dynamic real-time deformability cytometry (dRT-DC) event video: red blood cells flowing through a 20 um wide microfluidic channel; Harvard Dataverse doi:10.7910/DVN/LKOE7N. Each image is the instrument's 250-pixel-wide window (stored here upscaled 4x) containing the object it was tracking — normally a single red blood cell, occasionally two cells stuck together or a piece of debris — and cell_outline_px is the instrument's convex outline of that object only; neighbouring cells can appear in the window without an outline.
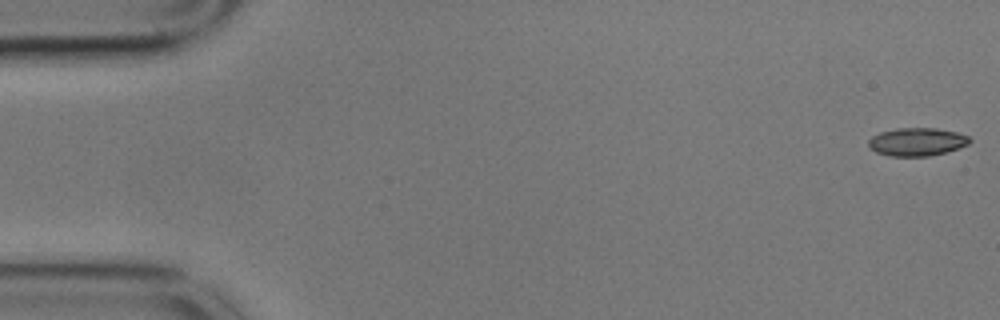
{"species": "common noctule bat (a hibernating species)", "species_latin": "Nyctalus noctula", "temperature_condition": "cold", "stored_images_in_passage": 51, "camera_frame_rate_fps": 3000, "um_per_image_px": 0.085, "animal": {"sex": "male", "body_mass_g": 17.9}, "frame": {"image": 1, "passage_image": 1, "time_ms": 0.0, "image_size_px": [1000, 320], "cell_outline_px": [[972, 140], [968, 144], [960, 148], [928, 156], [888, 156], [876, 152], [868, 148], [868, 140], [872, 136], [880, 132], [896, 128], [936, 128], [956, 132], [968, 136]], "centroid_in_image_um": [77.91, 12.05], "position_along_channel_um": 7.1, "area_um2": 16.65}}
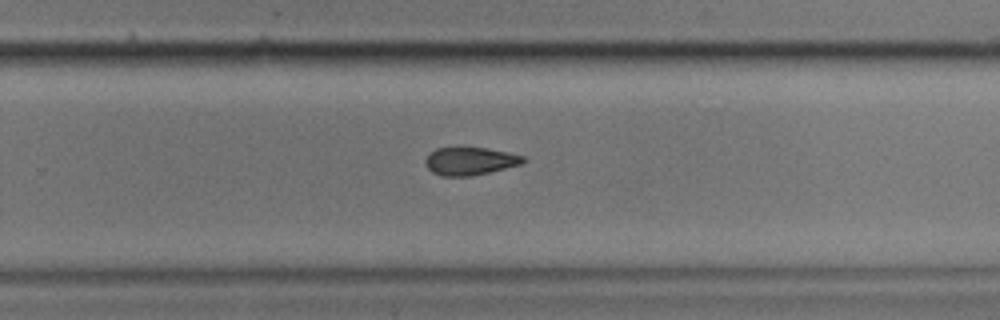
{"frame": {"image": 2, "passage_image": 36, "time_ms": 11.667, "image_size_px": [1000, 320], "cell_outline_px": [[528, 160], [520, 164], [488, 172], [468, 176], [440, 176], [432, 172], [424, 164], [424, 160], [436, 148], [456, 144], [460, 144], [488, 148], [508, 152], [524, 156]], "centroid_in_image_um": [39.91, 13.63], "position_along_channel_um": 289.9, "area_um2": 16.53}}
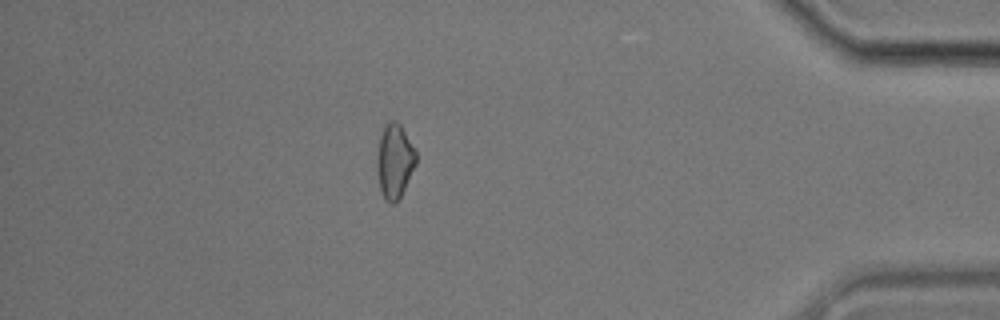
{"frame": {"image": 3, "passage_image": 49, "time_ms": 16.0, "image_size_px": [1000, 320], "cell_outline_px": [[416, 164], [396, 204], [392, 204], [384, 200], [380, 192], [376, 168], [376, 156], [380, 136], [384, 124], [388, 120], [396, 120], [400, 124], [416, 152]], "centroid_in_image_um": [33.5, 13.7], "position_along_channel_um": 401.7, "area_um2": 17.11}, "authors_computed_cell_mechanics": {"area_um2": 16.8776, "velocity_mm_per_s": 3.5508, "shape_relaxation_time_tau1_ms": 3.8614, "shape_relaxation_time_tau2_ms": 5.5624, "deformation_change_tau1": 0.1111, "deformation_change_tau2": 0.1143}}